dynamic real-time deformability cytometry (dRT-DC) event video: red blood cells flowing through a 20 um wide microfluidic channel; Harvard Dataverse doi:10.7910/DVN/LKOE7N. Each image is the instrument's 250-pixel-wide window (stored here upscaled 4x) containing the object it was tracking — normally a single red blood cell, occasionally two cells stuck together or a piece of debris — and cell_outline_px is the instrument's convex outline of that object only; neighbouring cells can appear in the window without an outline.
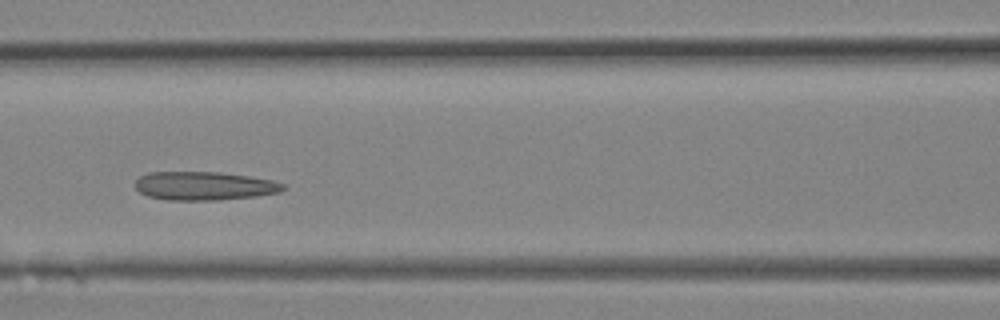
{"species": "Egyptian fruit bat (a non-hibernating species)", "species_latin": "Rousettus aegyptiacus", "temperature_condition": "room temperature", "stored_images_in_passage": 12, "camera_frame_rate_fps": 3000, "um_per_image_px": 0.085, "animal": {"sex": "female"}, "frame": {"image": 1, "passage_image": 9, "time_ms": 2.667, "image_size_px": [1000, 320], "cell_outline_px": [[284, 188], [280, 192], [256, 196], [220, 200], [168, 200], [148, 196], [140, 192], [136, 188], [136, 180], [140, 176], [148, 172], [220, 172], [248, 176], [272, 180], [284, 184]], "centroid_in_image_um": [17.35, 15.8], "position_along_channel_um": 149.2, "area_um2": 24.57}}
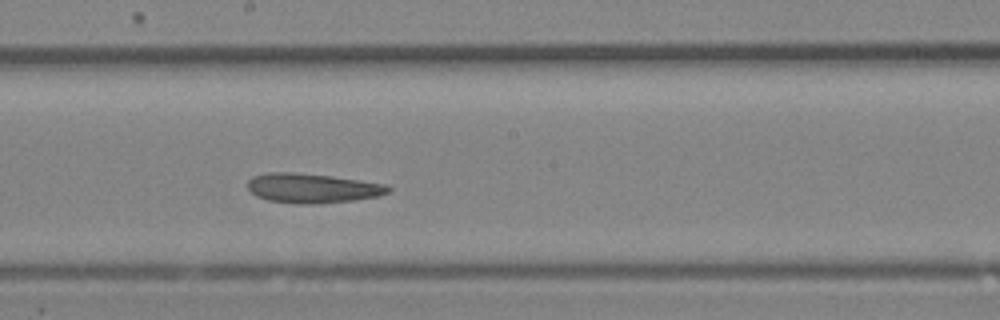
{"frame": {"image": 2, "passage_image": 12, "time_ms": 3.667, "image_size_px": [1000, 320], "cell_outline_px": [[392, 188], [388, 192], [376, 196], [352, 200], [312, 204], [300, 204], [268, 200], [256, 196], [248, 188], [248, 180], [252, 176], [268, 172], [292, 172], [332, 176], [384, 184]], "centroid_in_image_um": [26.5, 15.98], "position_along_channel_um": 221.7, "area_um2": 23.93}}